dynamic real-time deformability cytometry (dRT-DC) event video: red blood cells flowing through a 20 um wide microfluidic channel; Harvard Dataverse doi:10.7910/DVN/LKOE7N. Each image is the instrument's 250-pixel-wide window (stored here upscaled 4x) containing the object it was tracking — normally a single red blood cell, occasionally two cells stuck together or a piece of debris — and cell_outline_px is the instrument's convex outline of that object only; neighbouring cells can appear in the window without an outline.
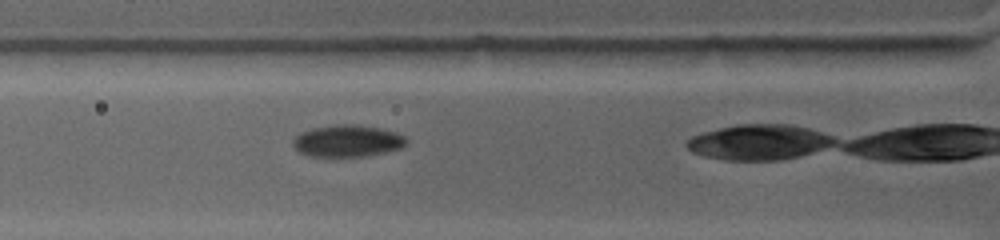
{"species": "common noctule bat (a hibernating species)", "species_latin": "Nyctalus noctula", "temperature_condition": "warm", "stored_images_in_passage": 4, "camera_frame_rate_fps": 4500, "um_per_image_px": 0.085, "animal": {"sex": "female", "body_mass_g": 19.0, "forearm_length_mm": 53.3}, "frame": {"image": 1, "passage_image": 3, "time_ms": 1.111, "image_size_px": [1000, 240], "cell_outline_px": [[408, 140], [400, 148], [384, 152], [364, 156], [308, 156], [300, 152], [292, 144], [292, 140], [300, 132], [312, 128], [332, 124], [356, 124], [380, 128], [396, 132], [404, 136]], "centroid_in_image_um": [29.5, 11.96], "position_along_channel_um": 96.3, "area_um2": 21.04}}